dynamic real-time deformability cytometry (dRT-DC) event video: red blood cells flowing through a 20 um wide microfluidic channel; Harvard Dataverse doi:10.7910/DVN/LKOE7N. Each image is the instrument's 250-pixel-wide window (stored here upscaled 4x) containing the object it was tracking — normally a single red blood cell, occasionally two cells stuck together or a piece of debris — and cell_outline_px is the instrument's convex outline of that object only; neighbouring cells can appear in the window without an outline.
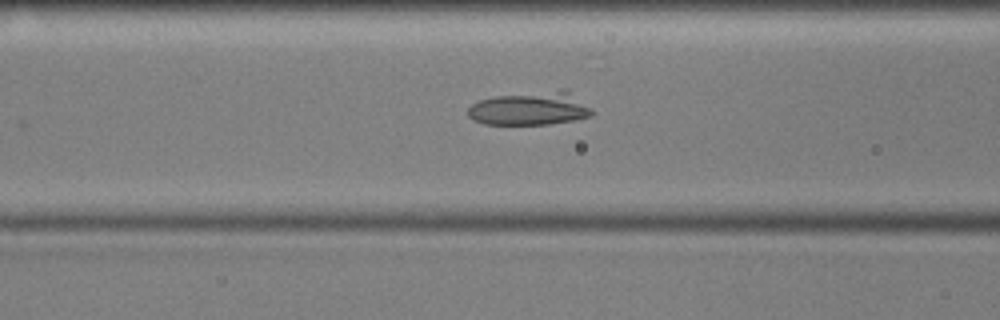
{"species": "common noctule bat (a hibernating species)", "species_latin": "Nyctalus noctula", "temperature_condition": "cold", "stored_images_in_passage": 54, "camera_frame_rate_fps": 3000, "um_per_image_px": 0.085, "animal": {"sex": "male", "body_mass_g": 17.9, "forearm_length_mm": 54.2}, "frame": {"image": 1, "passage_image": 20, "time_ms": 6.333, "image_size_px": [1000, 320], "cell_outline_px": [[592, 116], [572, 120], [548, 124], [484, 124], [472, 120], [468, 116], [468, 108], [472, 104], [480, 100], [496, 96], [560, 88], [568, 88], [592, 108]], "centroid_in_image_um": [45.11, 9.19], "position_along_channel_um": 121.5, "area_um2": 24.62}}
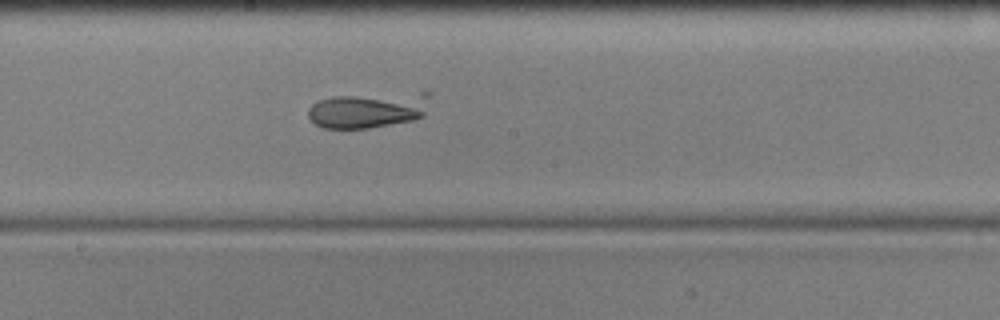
{"frame": {"image": 2, "passage_image": 28, "time_ms": 9.0, "image_size_px": [1000, 320], "cell_outline_px": [[432, 92], [424, 116], [416, 120], [368, 128], [324, 128], [316, 124], [308, 116], [308, 108], [312, 104], [320, 100], [332, 96], [420, 92]], "centroid_in_image_um": [31.35, 9.34], "position_along_channel_um": 216.8, "area_um2": 25.55}}
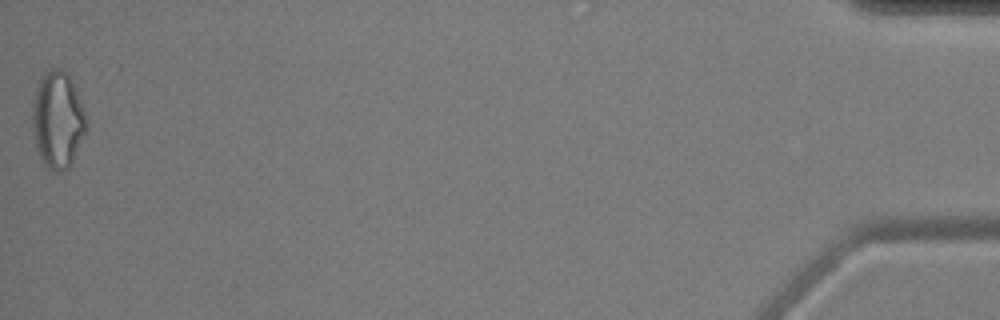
{"frame": {"image": 3, "passage_image": 54, "time_ms": 17.667, "image_size_px": [1000, 320], "cell_outline_px": [[84, 132], [72, 160], [68, 168], [60, 172], [52, 172], [48, 168], [40, 156], [36, 148], [32, 132], [32, 104], [36, 88], [40, 76], [44, 72], [52, 68], [60, 68], [68, 76], [76, 92], [84, 112]], "centroid_in_image_um": [4.83, 10.18], "position_along_channel_um": 430.4, "area_um2": 29.71}}